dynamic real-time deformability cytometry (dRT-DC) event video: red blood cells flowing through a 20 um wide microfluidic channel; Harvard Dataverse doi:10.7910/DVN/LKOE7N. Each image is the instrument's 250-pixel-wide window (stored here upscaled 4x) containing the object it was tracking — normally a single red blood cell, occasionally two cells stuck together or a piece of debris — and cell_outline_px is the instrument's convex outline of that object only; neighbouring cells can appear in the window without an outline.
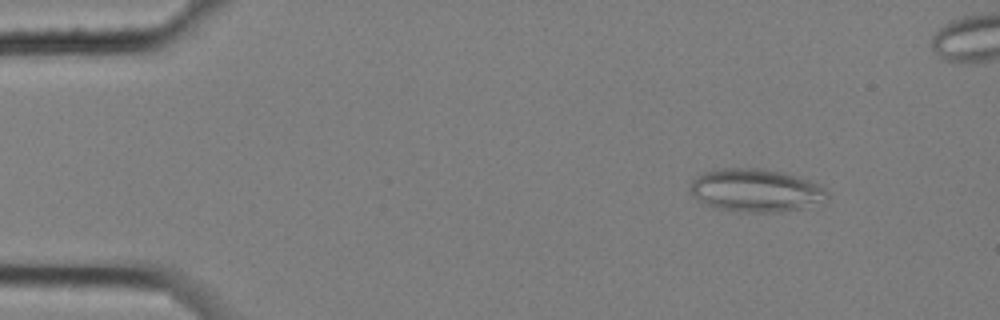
{"species": "common noctule bat (a hibernating species)", "species_latin": "Nyctalus noctula", "temperature_condition": "cold", "stored_images_in_passage": 6, "camera_frame_rate_fps": 3000, "um_per_image_px": 0.085, "animal": {"sex": "female", "body_mass_g": 25.1}, "frame": {"image": 1, "passage_image": 2, "time_ms": 0.333, "image_size_px": [1000, 320], "cell_outline_px": [[828, 196], [800, 208], [776, 212], [748, 212], [716, 208], [700, 200], [688, 188], [692, 180], [704, 172], [720, 168], [764, 168], [784, 172], [820, 184], [828, 192]], "centroid_in_image_um": [64.21, 16.15], "position_along_channel_um": 20.8, "area_um2": 33.76}}